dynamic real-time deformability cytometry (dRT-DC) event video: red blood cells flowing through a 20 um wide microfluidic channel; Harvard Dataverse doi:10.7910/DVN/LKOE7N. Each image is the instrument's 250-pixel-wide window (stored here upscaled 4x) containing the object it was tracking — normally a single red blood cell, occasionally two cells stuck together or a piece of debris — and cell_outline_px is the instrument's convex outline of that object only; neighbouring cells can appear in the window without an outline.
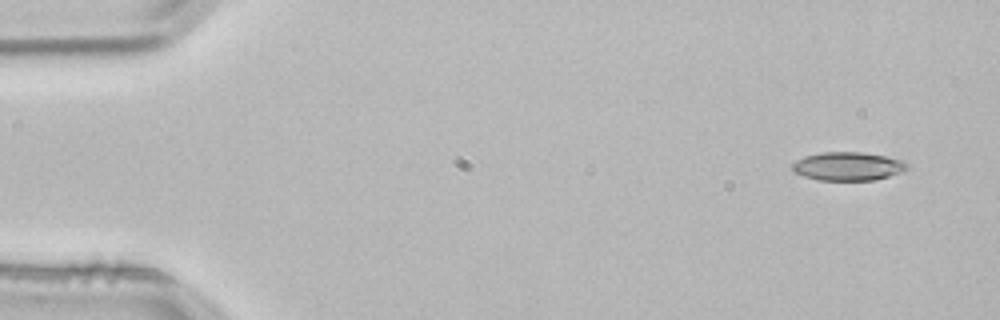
{"species": "common noctule bat (a hibernating species)", "species_latin": "Nyctalus noctula", "temperature_condition": "room temperature", "stored_images_in_passage": 4, "camera_frame_rate_fps": 3000, "um_per_image_px": 0.085, "animal": {"sex": "male", "body_mass_g": 21.5, "forearm_length_mm": 52.0}, "frame": {"image": 1, "passage_image": 1, "time_ms": 0.0, "image_size_px": [1000, 320], "cell_outline_px": [[908, 168], [904, 172], [876, 180], [816, 180], [804, 176], [796, 172], [792, 168], [792, 164], [796, 160], [804, 156], [820, 152], [864, 152], [904, 160], [908, 164]], "centroid_in_image_um": [72.11, 14.13], "position_along_channel_um": 12.9, "area_um2": 19.25}}
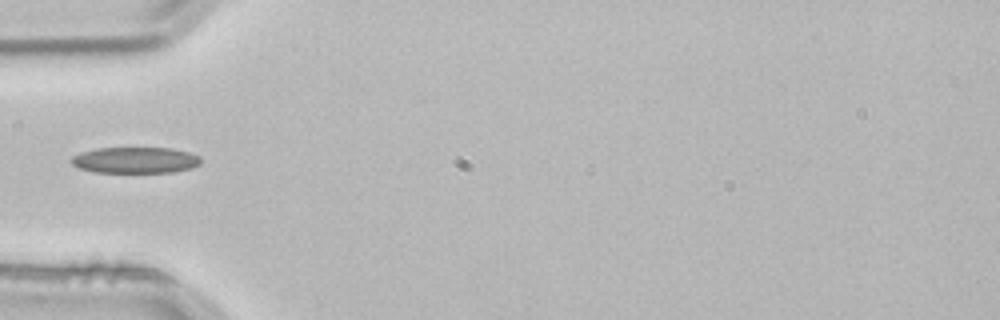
{"frame": {"image": 2, "passage_image": 4, "time_ms": 1.0, "image_size_px": [1000, 320], "cell_outline_px": [[200, 164], [192, 168], [172, 172], [92, 172], [80, 168], [72, 164], [72, 156], [80, 152], [96, 148], [172, 148], [188, 152], [200, 156]], "centroid_in_image_um": [11.5, 13.61], "position_along_channel_um": 73.5, "area_um2": 19.71}}